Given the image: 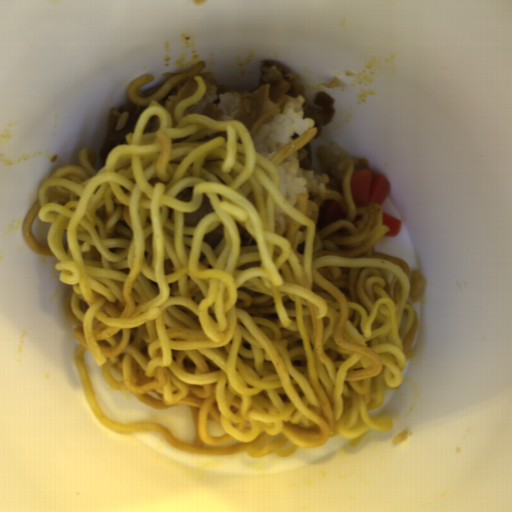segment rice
Returning <instances> with one entry per match:
<instances>
[{
    "instance_id": "652b925c",
    "label": "rice",
    "mask_w": 512,
    "mask_h": 512,
    "mask_svg": "<svg viewBox=\"0 0 512 512\" xmlns=\"http://www.w3.org/2000/svg\"><path fill=\"white\" fill-rule=\"evenodd\" d=\"M316 156L322 172L302 170L298 162V149L277 165L279 190L296 207L298 194H307L309 200L325 199L330 192L343 196V181L350 164L353 172L368 170L367 159L350 155L338 143L318 145Z\"/></svg>"
},
{
    "instance_id": "023b6e5f",
    "label": "rice",
    "mask_w": 512,
    "mask_h": 512,
    "mask_svg": "<svg viewBox=\"0 0 512 512\" xmlns=\"http://www.w3.org/2000/svg\"><path fill=\"white\" fill-rule=\"evenodd\" d=\"M307 101L301 94L284 104L267 102L269 115L252 134L255 152L270 158L291 145L294 133L300 136L315 127L311 118L304 117L302 105Z\"/></svg>"
},
{
    "instance_id": "8eca5e8b",
    "label": "rice",
    "mask_w": 512,
    "mask_h": 512,
    "mask_svg": "<svg viewBox=\"0 0 512 512\" xmlns=\"http://www.w3.org/2000/svg\"><path fill=\"white\" fill-rule=\"evenodd\" d=\"M248 92H230L220 94L217 107L220 108L222 113L221 121H234V116L238 112L241 98Z\"/></svg>"
},
{
    "instance_id": "acb35da6",
    "label": "rice",
    "mask_w": 512,
    "mask_h": 512,
    "mask_svg": "<svg viewBox=\"0 0 512 512\" xmlns=\"http://www.w3.org/2000/svg\"><path fill=\"white\" fill-rule=\"evenodd\" d=\"M410 291L408 298L414 303L422 301L424 296L426 280L424 275L418 270L413 269L409 272Z\"/></svg>"
},
{
    "instance_id": "b023fe2a",
    "label": "rice",
    "mask_w": 512,
    "mask_h": 512,
    "mask_svg": "<svg viewBox=\"0 0 512 512\" xmlns=\"http://www.w3.org/2000/svg\"><path fill=\"white\" fill-rule=\"evenodd\" d=\"M205 84V92L203 98L198 102V105L194 109V111L190 114H199L205 108L208 103H212L216 100L217 90L214 85H212L206 78H204ZM189 114V115H190Z\"/></svg>"
},
{
    "instance_id": "e3fd555f",
    "label": "rice",
    "mask_w": 512,
    "mask_h": 512,
    "mask_svg": "<svg viewBox=\"0 0 512 512\" xmlns=\"http://www.w3.org/2000/svg\"><path fill=\"white\" fill-rule=\"evenodd\" d=\"M129 117V112H123L117 119L115 131L121 130L125 127Z\"/></svg>"
}]
</instances>
